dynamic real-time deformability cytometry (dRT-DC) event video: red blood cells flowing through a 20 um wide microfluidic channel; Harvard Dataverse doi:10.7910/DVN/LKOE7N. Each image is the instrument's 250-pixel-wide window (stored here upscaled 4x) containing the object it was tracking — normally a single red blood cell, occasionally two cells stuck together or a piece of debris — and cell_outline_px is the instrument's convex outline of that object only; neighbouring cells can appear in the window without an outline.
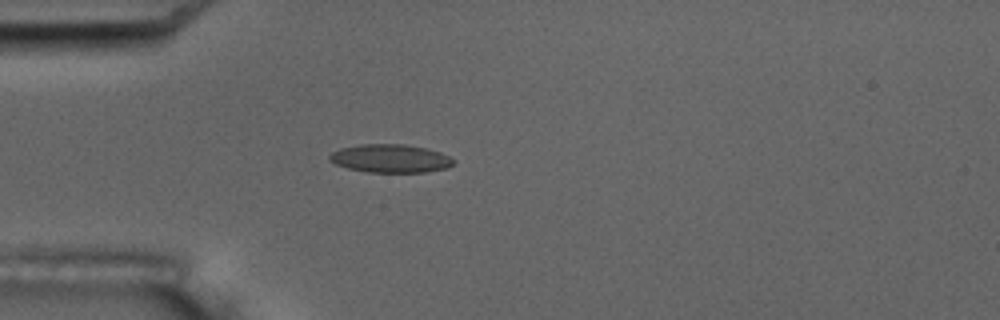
{"species": "common noctule bat (a hibernating species)", "species_latin": "Nyctalus noctula", "temperature_condition": "room temperature", "stored_images_in_passage": 5, "camera_frame_rate_fps": 3000, "um_per_image_px": 0.085, "animal": {"sex": "male", "body_mass_g": 17.5, "forearm_length_mm": 52.3}, "frame": {"image": 1, "passage_image": 4, "time_ms": 3.333, "image_size_px": [1000, 320], "cell_outline_px": [[456, 160], [448, 168], [424, 172], [368, 172], [348, 168], [336, 164], [328, 160], [328, 156], [332, 152], [340, 148], [360, 144], [404, 144], [428, 148], [440, 152]], "centroid_in_image_um": [33.18, 13.46], "position_along_channel_um": 51.8, "area_um2": 20.52}}